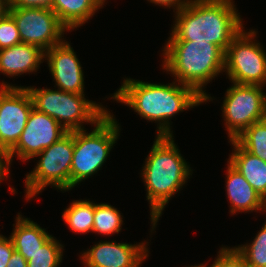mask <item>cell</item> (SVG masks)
I'll return each mask as SVG.
<instances>
[{"label":"cell","mask_w":266,"mask_h":267,"mask_svg":"<svg viewBox=\"0 0 266 267\" xmlns=\"http://www.w3.org/2000/svg\"><path fill=\"white\" fill-rule=\"evenodd\" d=\"M111 98L129 106L149 122L158 123L157 136H173L170 118L204 103V98L194 89L177 81L165 85L131 78L124 79Z\"/></svg>","instance_id":"1"},{"label":"cell","mask_w":266,"mask_h":267,"mask_svg":"<svg viewBox=\"0 0 266 267\" xmlns=\"http://www.w3.org/2000/svg\"><path fill=\"white\" fill-rule=\"evenodd\" d=\"M233 0H192L175 12L168 41L210 42L224 53L244 28Z\"/></svg>","instance_id":"2"},{"label":"cell","mask_w":266,"mask_h":267,"mask_svg":"<svg viewBox=\"0 0 266 267\" xmlns=\"http://www.w3.org/2000/svg\"><path fill=\"white\" fill-rule=\"evenodd\" d=\"M174 136H156L145 158L142 178L149 201L151 232L157 226L166 204L187 183L192 170L174 143Z\"/></svg>","instance_id":"3"},{"label":"cell","mask_w":266,"mask_h":267,"mask_svg":"<svg viewBox=\"0 0 266 267\" xmlns=\"http://www.w3.org/2000/svg\"><path fill=\"white\" fill-rule=\"evenodd\" d=\"M163 69L176 81L194 89L204 102L213 100L203 88L224 72L225 53L210 42L167 41ZM170 72V73H169Z\"/></svg>","instance_id":"4"},{"label":"cell","mask_w":266,"mask_h":267,"mask_svg":"<svg viewBox=\"0 0 266 267\" xmlns=\"http://www.w3.org/2000/svg\"><path fill=\"white\" fill-rule=\"evenodd\" d=\"M74 131V149L70 170V190L101 170L120 135V126L110 111L93 131Z\"/></svg>","instance_id":"5"},{"label":"cell","mask_w":266,"mask_h":267,"mask_svg":"<svg viewBox=\"0 0 266 267\" xmlns=\"http://www.w3.org/2000/svg\"><path fill=\"white\" fill-rule=\"evenodd\" d=\"M26 89L33 107L55 119L67 132L83 130L85 122L95 126L109 112L106 107L87 100L84 94L31 86Z\"/></svg>","instance_id":"6"},{"label":"cell","mask_w":266,"mask_h":267,"mask_svg":"<svg viewBox=\"0 0 266 267\" xmlns=\"http://www.w3.org/2000/svg\"><path fill=\"white\" fill-rule=\"evenodd\" d=\"M73 149L74 131H71L35 156L40 160L33 171L26 174V200L35 198L36 194L46 189L48 185L61 191L70 190Z\"/></svg>","instance_id":"7"},{"label":"cell","mask_w":266,"mask_h":267,"mask_svg":"<svg viewBox=\"0 0 266 267\" xmlns=\"http://www.w3.org/2000/svg\"><path fill=\"white\" fill-rule=\"evenodd\" d=\"M256 34L255 30L246 32L242 29L227 47L224 56V72L226 71L231 83L265 87L266 52L254 39Z\"/></svg>","instance_id":"8"},{"label":"cell","mask_w":266,"mask_h":267,"mask_svg":"<svg viewBox=\"0 0 266 267\" xmlns=\"http://www.w3.org/2000/svg\"><path fill=\"white\" fill-rule=\"evenodd\" d=\"M263 87L233 83L226 90L221 108L229 140H234L253 123L266 118Z\"/></svg>","instance_id":"9"},{"label":"cell","mask_w":266,"mask_h":267,"mask_svg":"<svg viewBox=\"0 0 266 267\" xmlns=\"http://www.w3.org/2000/svg\"><path fill=\"white\" fill-rule=\"evenodd\" d=\"M8 13L16 22L22 43L40 47L43 51L62 43L65 31H69L51 8L8 7Z\"/></svg>","instance_id":"10"},{"label":"cell","mask_w":266,"mask_h":267,"mask_svg":"<svg viewBox=\"0 0 266 267\" xmlns=\"http://www.w3.org/2000/svg\"><path fill=\"white\" fill-rule=\"evenodd\" d=\"M32 108L26 87L0 83V152L5 156L20 139Z\"/></svg>","instance_id":"11"},{"label":"cell","mask_w":266,"mask_h":267,"mask_svg":"<svg viewBox=\"0 0 266 267\" xmlns=\"http://www.w3.org/2000/svg\"><path fill=\"white\" fill-rule=\"evenodd\" d=\"M66 133L67 131L55 119L33 107L20 139L7 153L8 165L12 163L15 154L22 161L33 159Z\"/></svg>","instance_id":"12"},{"label":"cell","mask_w":266,"mask_h":267,"mask_svg":"<svg viewBox=\"0 0 266 267\" xmlns=\"http://www.w3.org/2000/svg\"><path fill=\"white\" fill-rule=\"evenodd\" d=\"M146 243V244H145ZM148 242L138 244L100 241L81 253L85 267H140L148 257Z\"/></svg>","instance_id":"13"},{"label":"cell","mask_w":266,"mask_h":267,"mask_svg":"<svg viewBox=\"0 0 266 267\" xmlns=\"http://www.w3.org/2000/svg\"><path fill=\"white\" fill-rule=\"evenodd\" d=\"M45 60L59 90L84 94V73L73 47L67 41L45 51Z\"/></svg>","instance_id":"14"},{"label":"cell","mask_w":266,"mask_h":267,"mask_svg":"<svg viewBox=\"0 0 266 267\" xmlns=\"http://www.w3.org/2000/svg\"><path fill=\"white\" fill-rule=\"evenodd\" d=\"M226 192L230 213L266 211L265 200L255 191L244 176L229 162L227 164Z\"/></svg>","instance_id":"15"},{"label":"cell","mask_w":266,"mask_h":267,"mask_svg":"<svg viewBox=\"0 0 266 267\" xmlns=\"http://www.w3.org/2000/svg\"><path fill=\"white\" fill-rule=\"evenodd\" d=\"M44 58L45 51L32 44L20 43L1 49L0 73L15 78L24 73L37 72Z\"/></svg>","instance_id":"16"},{"label":"cell","mask_w":266,"mask_h":267,"mask_svg":"<svg viewBox=\"0 0 266 267\" xmlns=\"http://www.w3.org/2000/svg\"><path fill=\"white\" fill-rule=\"evenodd\" d=\"M229 142H231L234 152L229 155L228 162L266 200V162L243 149L235 140Z\"/></svg>","instance_id":"17"},{"label":"cell","mask_w":266,"mask_h":267,"mask_svg":"<svg viewBox=\"0 0 266 267\" xmlns=\"http://www.w3.org/2000/svg\"><path fill=\"white\" fill-rule=\"evenodd\" d=\"M17 215L10 238L14 249L28 261L52 235L30 218L22 217L20 213Z\"/></svg>","instance_id":"18"},{"label":"cell","mask_w":266,"mask_h":267,"mask_svg":"<svg viewBox=\"0 0 266 267\" xmlns=\"http://www.w3.org/2000/svg\"><path fill=\"white\" fill-rule=\"evenodd\" d=\"M104 2L105 0H53L51 9L59 21L72 31L94 16Z\"/></svg>","instance_id":"19"},{"label":"cell","mask_w":266,"mask_h":267,"mask_svg":"<svg viewBox=\"0 0 266 267\" xmlns=\"http://www.w3.org/2000/svg\"><path fill=\"white\" fill-rule=\"evenodd\" d=\"M64 222L75 233H89L94 223V203L90 200L73 201L62 214Z\"/></svg>","instance_id":"20"},{"label":"cell","mask_w":266,"mask_h":267,"mask_svg":"<svg viewBox=\"0 0 266 267\" xmlns=\"http://www.w3.org/2000/svg\"><path fill=\"white\" fill-rule=\"evenodd\" d=\"M234 140L243 149L266 162V118L253 123Z\"/></svg>","instance_id":"21"},{"label":"cell","mask_w":266,"mask_h":267,"mask_svg":"<svg viewBox=\"0 0 266 267\" xmlns=\"http://www.w3.org/2000/svg\"><path fill=\"white\" fill-rule=\"evenodd\" d=\"M117 208L107 203H94V223L92 232L104 235L119 233L123 218Z\"/></svg>","instance_id":"22"},{"label":"cell","mask_w":266,"mask_h":267,"mask_svg":"<svg viewBox=\"0 0 266 267\" xmlns=\"http://www.w3.org/2000/svg\"><path fill=\"white\" fill-rule=\"evenodd\" d=\"M250 267H266V222L251 244L234 246Z\"/></svg>","instance_id":"23"},{"label":"cell","mask_w":266,"mask_h":267,"mask_svg":"<svg viewBox=\"0 0 266 267\" xmlns=\"http://www.w3.org/2000/svg\"><path fill=\"white\" fill-rule=\"evenodd\" d=\"M63 245L51 236L40 249L30 256L27 267H59L63 257Z\"/></svg>","instance_id":"24"},{"label":"cell","mask_w":266,"mask_h":267,"mask_svg":"<svg viewBox=\"0 0 266 267\" xmlns=\"http://www.w3.org/2000/svg\"><path fill=\"white\" fill-rule=\"evenodd\" d=\"M22 43L13 17L7 12L0 17V50Z\"/></svg>","instance_id":"25"},{"label":"cell","mask_w":266,"mask_h":267,"mask_svg":"<svg viewBox=\"0 0 266 267\" xmlns=\"http://www.w3.org/2000/svg\"><path fill=\"white\" fill-rule=\"evenodd\" d=\"M218 253V257H216L212 266L209 267H250L234 247L223 246ZM200 267L207 266L200 264Z\"/></svg>","instance_id":"26"},{"label":"cell","mask_w":266,"mask_h":267,"mask_svg":"<svg viewBox=\"0 0 266 267\" xmlns=\"http://www.w3.org/2000/svg\"><path fill=\"white\" fill-rule=\"evenodd\" d=\"M14 250L11 238H7L0 234V267H7V263Z\"/></svg>","instance_id":"27"},{"label":"cell","mask_w":266,"mask_h":267,"mask_svg":"<svg viewBox=\"0 0 266 267\" xmlns=\"http://www.w3.org/2000/svg\"><path fill=\"white\" fill-rule=\"evenodd\" d=\"M53 0H9V7L51 8Z\"/></svg>","instance_id":"28"},{"label":"cell","mask_w":266,"mask_h":267,"mask_svg":"<svg viewBox=\"0 0 266 267\" xmlns=\"http://www.w3.org/2000/svg\"><path fill=\"white\" fill-rule=\"evenodd\" d=\"M150 3H154L156 5L168 7H173L174 13L186 6L192 0H147ZM176 10V11H175Z\"/></svg>","instance_id":"29"},{"label":"cell","mask_w":266,"mask_h":267,"mask_svg":"<svg viewBox=\"0 0 266 267\" xmlns=\"http://www.w3.org/2000/svg\"><path fill=\"white\" fill-rule=\"evenodd\" d=\"M7 267H27V260L21 253L14 250L7 263Z\"/></svg>","instance_id":"30"},{"label":"cell","mask_w":266,"mask_h":267,"mask_svg":"<svg viewBox=\"0 0 266 267\" xmlns=\"http://www.w3.org/2000/svg\"><path fill=\"white\" fill-rule=\"evenodd\" d=\"M9 165L6 156L0 152V183L9 175Z\"/></svg>","instance_id":"31"},{"label":"cell","mask_w":266,"mask_h":267,"mask_svg":"<svg viewBox=\"0 0 266 267\" xmlns=\"http://www.w3.org/2000/svg\"><path fill=\"white\" fill-rule=\"evenodd\" d=\"M9 0H0V17L8 12Z\"/></svg>","instance_id":"32"},{"label":"cell","mask_w":266,"mask_h":267,"mask_svg":"<svg viewBox=\"0 0 266 267\" xmlns=\"http://www.w3.org/2000/svg\"><path fill=\"white\" fill-rule=\"evenodd\" d=\"M188 267H200V265H194V266L191 265V266H188Z\"/></svg>","instance_id":"33"}]
</instances>
